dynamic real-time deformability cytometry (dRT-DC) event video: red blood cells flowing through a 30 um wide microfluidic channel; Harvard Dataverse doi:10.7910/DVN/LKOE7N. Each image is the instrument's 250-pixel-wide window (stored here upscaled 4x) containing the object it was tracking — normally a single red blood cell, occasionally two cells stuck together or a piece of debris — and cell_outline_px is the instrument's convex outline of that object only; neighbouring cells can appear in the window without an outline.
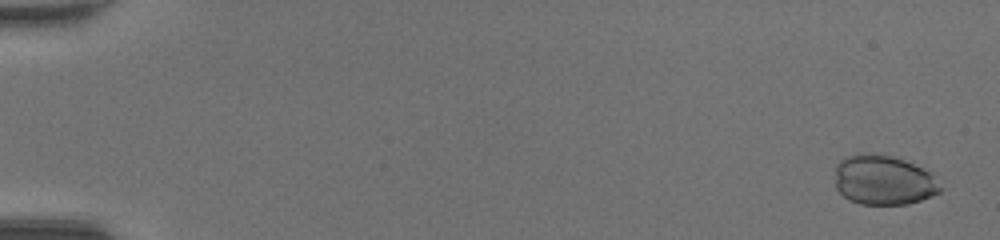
{"species": "common noctule bat (a hibernating species)", "species_latin": "Nyctalus noctula", "temperature_condition": "room temperature", "stored_images_in_passage": 49, "camera_frame_rate_fps": 3000, "um_per_image_px": 0.085, "animal": {"sex": "female", "body_mass_g": 20.0, "forearm_length_mm": 54.0}, "frame": {"image": 1, "passage_image": 2, "time_ms": 0.333, "image_size_px": [1000, 240], "cell_outline_px": [[944, 188], [940, 192], [932, 196], [908, 204], [860, 204], [848, 200], [836, 188], [836, 164], [844, 156], [856, 152], [868, 152], [892, 156], [904, 160], [928, 172]], "centroid_in_image_um": [75.06, 15.29], "position_along_channel_um": 9.9, "area_um2": 30.69}}
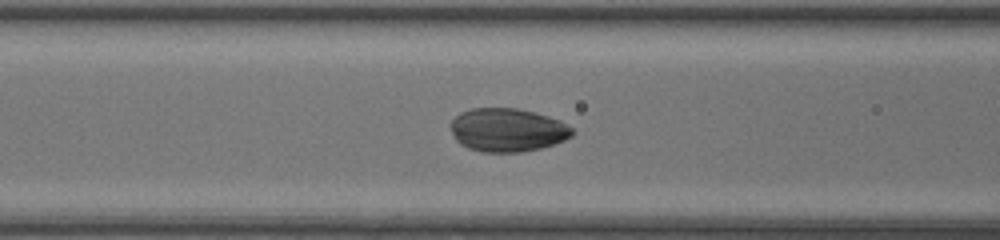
{"frame": {"image": 2, "passage_image": 22, "time_ms": 7.0, "image_size_px": [1000, 240], "cell_outline_px": [[576, 132], [572, 136], [564, 140], [540, 148], [520, 152], [484, 152], [468, 148], [460, 144], [456, 140], [452, 132], [452, 120], [460, 112], [472, 108], [516, 108], [548, 116], [560, 120], [568, 124]], "centroid_in_image_um": [43.15, 11.04], "position_along_channel_um": 123.4, "area_um2": 30.69}}
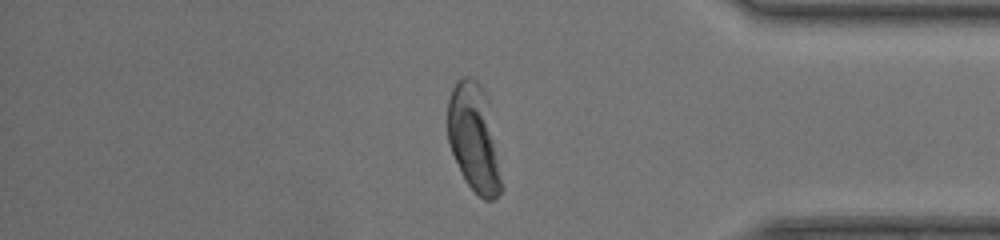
{"frame": {"image": 3, "passage_image": 42, "time_ms": 13.667, "image_size_px": [1000, 240], "cell_outline_px": [[504, 188], [492, 200], [484, 200], [464, 180], [448, 144], [448, 100], [452, 88], [456, 80], [460, 76], [468, 76], [476, 80], [480, 84], [488, 96]], "centroid_in_image_um": [40.3, 11.71], "position_along_channel_um": 394.9, "area_um2": 34.28}}